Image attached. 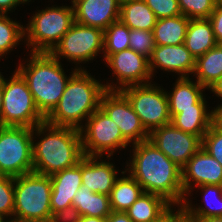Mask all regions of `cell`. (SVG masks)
Wrapping results in <instances>:
<instances>
[{
	"label": "cell",
	"instance_id": "681fc988",
	"mask_svg": "<svg viewBox=\"0 0 222 222\" xmlns=\"http://www.w3.org/2000/svg\"><path fill=\"white\" fill-rule=\"evenodd\" d=\"M4 222H25V221H22V220H19V219H16V218H13L11 220H7V221H4Z\"/></svg>",
	"mask_w": 222,
	"mask_h": 222
},
{
	"label": "cell",
	"instance_id": "ee69618b",
	"mask_svg": "<svg viewBox=\"0 0 222 222\" xmlns=\"http://www.w3.org/2000/svg\"><path fill=\"white\" fill-rule=\"evenodd\" d=\"M79 222H106V218L81 216Z\"/></svg>",
	"mask_w": 222,
	"mask_h": 222
},
{
	"label": "cell",
	"instance_id": "ab89813d",
	"mask_svg": "<svg viewBox=\"0 0 222 222\" xmlns=\"http://www.w3.org/2000/svg\"><path fill=\"white\" fill-rule=\"evenodd\" d=\"M106 222H133L125 212L112 211L107 217Z\"/></svg>",
	"mask_w": 222,
	"mask_h": 222
},
{
	"label": "cell",
	"instance_id": "7402d4cb",
	"mask_svg": "<svg viewBox=\"0 0 222 222\" xmlns=\"http://www.w3.org/2000/svg\"><path fill=\"white\" fill-rule=\"evenodd\" d=\"M217 44L209 18L190 19L184 45L195 58Z\"/></svg>",
	"mask_w": 222,
	"mask_h": 222
},
{
	"label": "cell",
	"instance_id": "d590c367",
	"mask_svg": "<svg viewBox=\"0 0 222 222\" xmlns=\"http://www.w3.org/2000/svg\"><path fill=\"white\" fill-rule=\"evenodd\" d=\"M157 19L181 15L178 0H144Z\"/></svg>",
	"mask_w": 222,
	"mask_h": 222
},
{
	"label": "cell",
	"instance_id": "5b68a950",
	"mask_svg": "<svg viewBox=\"0 0 222 222\" xmlns=\"http://www.w3.org/2000/svg\"><path fill=\"white\" fill-rule=\"evenodd\" d=\"M51 178L31 172L14 177L13 217L25 222H50Z\"/></svg>",
	"mask_w": 222,
	"mask_h": 222
},
{
	"label": "cell",
	"instance_id": "4fadbf2b",
	"mask_svg": "<svg viewBox=\"0 0 222 222\" xmlns=\"http://www.w3.org/2000/svg\"><path fill=\"white\" fill-rule=\"evenodd\" d=\"M100 108L116 123L122 136L129 143L148 140L149 133L141 124L128 99L120 91H106L101 97Z\"/></svg>",
	"mask_w": 222,
	"mask_h": 222
},
{
	"label": "cell",
	"instance_id": "f1b7e54d",
	"mask_svg": "<svg viewBox=\"0 0 222 222\" xmlns=\"http://www.w3.org/2000/svg\"><path fill=\"white\" fill-rule=\"evenodd\" d=\"M198 187V189H201L204 194V202L206 203L205 205L207 206V208H204L203 206L193 208L189 201L185 199L183 205L181 206L185 215L188 218L222 217V185L210 184L201 185ZM214 197H216V200H213H215V202L219 204L218 206L213 200H211Z\"/></svg>",
	"mask_w": 222,
	"mask_h": 222
},
{
	"label": "cell",
	"instance_id": "7a4b0ae2",
	"mask_svg": "<svg viewBox=\"0 0 222 222\" xmlns=\"http://www.w3.org/2000/svg\"><path fill=\"white\" fill-rule=\"evenodd\" d=\"M35 131V132H34ZM37 131V132H36ZM48 132L45 134V132ZM44 138L32 144L33 172L51 176L72 167L83 158L80 130L73 127L53 126L43 122L33 128Z\"/></svg>",
	"mask_w": 222,
	"mask_h": 222
},
{
	"label": "cell",
	"instance_id": "5bb4252c",
	"mask_svg": "<svg viewBox=\"0 0 222 222\" xmlns=\"http://www.w3.org/2000/svg\"><path fill=\"white\" fill-rule=\"evenodd\" d=\"M105 61L117 76L118 85L121 86L106 83L104 86L107 91H119L131 85L149 84V80L152 79L149 59L131 48L111 54Z\"/></svg>",
	"mask_w": 222,
	"mask_h": 222
},
{
	"label": "cell",
	"instance_id": "3957f363",
	"mask_svg": "<svg viewBox=\"0 0 222 222\" xmlns=\"http://www.w3.org/2000/svg\"><path fill=\"white\" fill-rule=\"evenodd\" d=\"M89 74L83 68L70 77L58 104L45 117L46 123L80 129L81 121L100 108L101 97L107 90L105 84Z\"/></svg>",
	"mask_w": 222,
	"mask_h": 222
},
{
	"label": "cell",
	"instance_id": "44dd1931",
	"mask_svg": "<svg viewBox=\"0 0 222 222\" xmlns=\"http://www.w3.org/2000/svg\"><path fill=\"white\" fill-rule=\"evenodd\" d=\"M171 206L164 197L143 192L125 213L133 222H159L173 210Z\"/></svg>",
	"mask_w": 222,
	"mask_h": 222
},
{
	"label": "cell",
	"instance_id": "b9f144b4",
	"mask_svg": "<svg viewBox=\"0 0 222 222\" xmlns=\"http://www.w3.org/2000/svg\"><path fill=\"white\" fill-rule=\"evenodd\" d=\"M214 111V123L222 128V104L213 109Z\"/></svg>",
	"mask_w": 222,
	"mask_h": 222
},
{
	"label": "cell",
	"instance_id": "816d5d0a",
	"mask_svg": "<svg viewBox=\"0 0 222 222\" xmlns=\"http://www.w3.org/2000/svg\"><path fill=\"white\" fill-rule=\"evenodd\" d=\"M5 221V218L0 216V222H4Z\"/></svg>",
	"mask_w": 222,
	"mask_h": 222
},
{
	"label": "cell",
	"instance_id": "ba28073f",
	"mask_svg": "<svg viewBox=\"0 0 222 222\" xmlns=\"http://www.w3.org/2000/svg\"><path fill=\"white\" fill-rule=\"evenodd\" d=\"M33 128L0 125V175L18 177L33 172Z\"/></svg>",
	"mask_w": 222,
	"mask_h": 222
},
{
	"label": "cell",
	"instance_id": "74e56055",
	"mask_svg": "<svg viewBox=\"0 0 222 222\" xmlns=\"http://www.w3.org/2000/svg\"><path fill=\"white\" fill-rule=\"evenodd\" d=\"M215 40L219 42L222 39V8L216 5L214 11L209 17Z\"/></svg>",
	"mask_w": 222,
	"mask_h": 222
},
{
	"label": "cell",
	"instance_id": "52a82bcc",
	"mask_svg": "<svg viewBox=\"0 0 222 222\" xmlns=\"http://www.w3.org/2000/svg\"><path fill=\"white\" fill-rule=\"evenodd\" d=\"M2 89V126L34 128L45 122V116L38 110L26 80L17 70L9 80L2 75Z\"/></svg>",
	"mask_w": 222,
	"mask_h": 222
},
{
	"label": "cell",
	"instance_id": "d6a6232c",
	"mask_svg": "<svg viewBox=\"0 0 222 222\" xmlns=\"http://www.w3.org/2000/svg\"><path fill=\"white\" fill-rule=\"evenodd\" d=\"M155 47L153 31L130 29L129 48L133 51L149 59Z\"/></svg>",
	"mask_w": 222,
	"mask_h": 222
},
{
	"label": "cell",
	"instance_id": "8d00e7d4",
	"mask_svg": "<svg viewBox=\"0 0 222 222\" xmlns=\"http://www.w3.org/2000/svg\"><path fill=\"white\" fill-rule=\"evenodd\" d=\"M80 218L79 211L72 205L53 213L50 222H79Z\"/></svg>",
	"mask_w": 222,
	"mask_h": 222
},
{
	"label": "cell",
	"instance_id": "484cf974",
	"mask_svg": "<svg viewBox=\"0 0 222 222\" xmlns=\"http://www.w3.org/2000/svg\"><path fill=\"white\" fill-rule=\"evenodd\" d=\"M194 75L207 89L222 76V46L219 43L196 58Z\"/></svg>",
	"mask_w": 222,
	"mask_h": 222
},
{
	"label": "cell",
	"instance_id": "8992f818",
	"mask_svg": "<svg viewBox=\"0 0 222 222\" xmlns=\"http://www.w3.org/2000/svg\"><path fill=\"white\" fill-rule=\"evenodd\" d=\"M24 27L27 46L33 53H50L75 23L73 6L48 7L36 12ZM27 34V35H26Z\"/></svg>",
	"mask_w": 222,
	"mask_h": 222
},
{
	"label": "cell",
	"instance_id": "f907efd6",
	"mask_svg": "<svg viewBox=\"0 0 222 222\" xmlns=\"http://www.w3.org/2000/svg\"><path fill=\"white\" fill-rule=\"evenodd\" d=\"M217 5L222 8V0H217Z\"/></svg>",
	"mask_w": 222,
	"mask_h": 222
},
{
	"label": "cell",
	"instance_id": "c3c4849f",
	"mask_svg": "<svg viewBox=\"0 0 222 222\" xmlns=\"http://www.w3.org/2000/svg\"><path fill=\"white\" fill-rule=\"evenodd\" d=\"M132 1H134V0H118V3H119L120 5H122V4H124V3L132 2Z\"/></svg>",
	"mask_w": 222,
	"mask_h": 222
},
{
	"label": "cell",
	"instance_id": "7bdbcfd3",
	"mask_svg": "<svg viewBox=\"0 0 222 222\" xmlns=\"http://www.w3.org/2000/svg\"><path fill=\"white\" fill-rule=\"evenodd\" d=\"M175 222H195L194 220L188 218L183 209L180 207L175 213Z\"/></svg>",
	"mask_w": 222,
	"mask_h": 222
},
{
	"label": "cell",
	"instance_id": "4dcf8cb0",
	"mask_svg": "<svg viewBox=\"0 0 222 222\" xmlns=\"http://www.w3.org/2000/svg\"><path fill=\"white\" fill-rule=\"evenodd\" d=\"M25 38L23 25L11 20L6 14H0V56L10 52Z\"/></svg>",
	"mask_w": 222,
	"mask_h": 222
},
{
	"label": "cell",
	"instance_id": "8fae6325",
	"mask_svg": "<svg viewBox=\"0 0 222 222\" xmlns=\"http://www.w3.org/2000/svg\"><path fill=\"white\" fill-rule=\"evenodd\" d=\"M100 50H104V31L75 22L50 54L56 59L63 57L80 64L96 57Z\"/></svg>",
	"mask_w": 222,
	"mask_h": 222
},
{
	"label": "cell",
	"instance_id": "603a6c76",
	"mask_svg": "<svg viewBox=\"0 0 222 222\" xmlns=\"http://www.w3.org/2000/svg\"><path fill=\"white\" fill-rule=\"evenodd\" d=\"M203 89L206 88L197 81L194 83L189 77H179L172 93L166 92L170 117L180 113V109L194 108V104L204 96Z\"/></svg>",
	"mask_w": 222,
	"mask_h": 222
},
{
	"label": "cell",
	"instance_id": "bcb514c9",
	"mask_svg": "<svg viewBox=\"0 0 222 222\" xmlns=\"http://www.w3.org/2000/svg\"><path fill=\"white\" fill-rule=\"evenodd\" d=\"M2 106H3V89H2V74L0 72V125L2 119Z\"/></svg>",
	"mask_w": 222,
	"mask_h": 222
},
{
	"label": "cell",
	"instance_id": "836d02e7",
	"mask_svg": "<svg viewBox=\"0 0 222 222\" xmlns=\"http://www.w3.org/2000/svg\"><path fill=\"white\" fill-rule=\"evenodd\" d=\"M14 214V177L0 175V216Z\"/></svg>",
	"mask_w": 222,
	"mask_h": 222
},
{
	"label": "cell",
	"instance_id": "f546056e",
	"mask_svg": "<svg viewBox=\"0 0 222 222\" xmlns=\"http://www.w3.org/2000/svg\"><path fill=\"white\" fill-rule=\"evenodd\" d=\"M130 29L119 19L104 30V60L111 54L129 48Z\"/></svg>",
	"mask_w": 222,
	"mask_h": 222
},
{
	"label": "cell",
	"instance_id": "60d3db41",
	"mask_svg": "<svg viewBox=\"0 0 222 222\" xmlns=\"http://www.w3.org/2000/svg\"><path fill=\"white\" fill-rule=\"evenodd\" d=\"M208 89H210L216 96L222 98V76L213 83Z\"/></svg>",
	"mask_w": 222,
	"mask_h": 222
},
{
	"label": "cell",
	"instance_id": "9a60e30c",
	"mask_svg": "<svg viewBox=\"0 0 222 222\" xmlns=\"http://www.w3.org/2000/svg\"><path fill=\"white\" fill-rule=\"evenodd\" d=\"M184 194H191V185H222V166L201 147L181 168ZM193 182H192V181ZM192 182V183H191Z\"/></svg>",
	"mask_w": 222,
	"mask_h": 222
},
{
	"label": "cell",
	"instance_id": "1f68e13d",
	"mask_svg": "<svg viewBox=\"0 0 222 222\" xmlns=\"http://www.w3.org/2000/svg\"><path fill=\"white\" fill-rule=\"evenodd\" d=\"M181 14L189 19L209 18L217 0H178Z\"/></svg>",
	"mask_w": 222,
	"mask_h": 222
},
{
	"label": "cell",
	"instance_id": "f6af8a7d",
	"mask_svg": "<svg viewBox=\"0 0 222 222\" xmlns=\"http://www.w3.org/2000/svg\"><path fill=\"white\" fill-rule=\"evenodd\" d=\"M195 222H222V217L190 218Z\"/></svg>",
	"mask_w": 222,
	"mask_h": 222
},
{
	"label": "cell",
	"instance_id": "7dc6e473",
	"mask_svg": "<svg viewBox=\"0 0 222 222\" xmlns=\"http://www.w3.org/2000/svg\"><path fill=\"white\" fill-rule=\"evenodd\" d=\"M159 222H175V213L171 210Z\"/></svg>",
	"mask_w": 222,
	"mask_h": 222
},
{
	"label": "cell",
	"instance_id": "ffe728a7",
	"mask_svg": "<svg viewBox=\"0 0 222 222\" xmlns=\"http://www.w3.org/2000/svg\"><path fill=\"white\" fill-rule=\"evenodd\" d=\"M206 100L202 97L194 108L180 109V113L171 118V124L183 132L203 136L214 123V111L207 112Z\"/></svg>",
	"mask_w": 222,
	"mask_h": 222
},
{
	"label": "cell",
	"instance_id": "e575fe53",
	"mask_svg": "<svg viewBox=\"0 0 222 222\" xmlns=\"http://www.w3.org/2000/svg\"><path fill=\"white\" fill-rule=\"evenodd\" d=\"M202 147L222 166V128L213 123L203 136Z\"/></svg>",
	"mask_w": 222,
	"mask_h": 222
},
{
	"label": "cell",
	"instance_id": "d4e9b609",
	"mask_svg": "<svg viewBox=\"0 0 222 222\" xmlns=\"http://www.w3.org/2000/svg\"><path fill=\"white\" fill-rule=\"evenodd\" d=\"M72 205L81 216L106 218L112 212L109 196L94 193L85 185L75 193Z\"/></svg>",
	"mask_w": 222,
	"mask_h": 222
},
{
	"label": "cell",
	"instance_id": "ac0fdd59",
	"mask_svg": "<svg viewBox=\"0 0 222 222\" xmlns=\"http://www.w3.org/2000/svg\"><path fill=\"white\" fill-rule=\"evenodd\" d=\"M98 158L100 157L83 156L81 159V182L90 191L109 196L118 179L117 170L110 162L97 161Z\"/></svg>",
	"mask_w": 222,
	"mask_h": 222
},
{
	"label": "cell",
	"instance_id": "30bf717a",
	"mask_svg": "<svg viewBox=\"0 0 222 222\" xmlns=\"http://www.w3.org/2000/svg\"><path fill=\"white\" fill-rule=\"evenodd\" d=\"M85 125V128L79 129L85 156L102 157L108 152L107 158H110L116 148L123 149L130 145L116 123L101 108L87 118Z\"/></svg>",
	"mask_w": 222,
	"mask_h": 222
},
{
	"label": "cell",
	"instance_id": "cb8c5ba5",
	"mask_svg": "<svg viewBox=\"0 0 222 222\" xmlns=\"http://www.w3.org/2000/svg\"><path fill=\"white\" fill-rule=\"evenodd\" d=\"M190 19L184 15L157 19L153 28L155 44L179 45L184 43Z\"/></svg>",
	"mask_w": 222,
	"mask_h": 222
},
{
	"label": "cell",
	"instance_id": "d6986e66",
	"mask_svg": "<svg viewBox=\"0 0 222 222\" xmlns=\"http://www.w3.org/2000/svg\"><path fill=\"white\" fill-rule=\"evenodd\" d=\"M51 190V211L52 214L72 206L75 193L82 186L81 160L76 165L65 168L50 176Z\"/></svg>",
	"mask_w": 222,
	"mask_h": 222
},
{
	"label": "cell",
	"instance_id": "83f0119b",
	"mask_svg": "<svg viewBox=\"0 0 222 222\" xmlns=\"http://www.w3.org/2000/svg\"><path fill=\"white\" fill-rule=\"evenodd\" d=\"M141 185L129 174L118 178L109 195L114 212H125L143 193Z\"/></svg>",
	"mask_w": 222,
	"mask_h": 222
},
{
	"label": "cell",
	"instance_id": "6da1fadb",
	"mask_svg": "<svg viewBox=\"0 0 222 222\" xmlns=\"http://www.w3.org/2000/svg\"><path fill=\"white\" fill-rule=\"evenodd\" d=\"M130 175L144 192L164 197L172 205H183L182 170L149 140L133 144Z\"/></svg>",
	"mask_w": 222,
	"mask_h": 222
},
{
	"label": "cell",
	"instance_id": "f5cc1de1",
	"mask_svg": "<svg viewBox=\"0 0 222 222\" xmlns=\"http://www.w3.org/2000/svg\"><path fill=\"white\" fill-rule=\"evenodd\" d=\"M218 43L222 46V39Z\"/></svg>",
	"mask_w": 222,
	"mask_h": 222
},
{
	"label": "cell",
	"instance_id": "277c9868",
	"mask_svg": "<svg viewBox=\"0 0 222 222\" xmlns=\"http://www.w3.org/2000/svg\"><path fill=\"white\" fill-rule=\"evenodd\" d=\"M27 65L19 64L16 69L26 80L38 110L46 117L58 104L70 77L67 78L60 59L50 53H33ZM27 66V67H26Z\"/></svg>",
	"mask_w": 222,
	"mask_h": 222
},
{
	"label": "cell",
	"instance_id": "e0dca14e",
	"mask_svg": "<svg viewBox=\"0 0 222 222\" xmlns=\"http://www.w3.org/2000/svg\"><path fill=\"white\" fill-rule=\"evenodd\" d=\"M196 58L185 47L184 43L179 45H156L149 58V69L154 75L156 67L168 72L181 74L179 77H189L195 70Z\"/></svg>",
	"mask_w": 222,
	"mask_h": 222
},
{
	"label": "cell",
	"instance_id": "4316f807",
	"mask_svg": "<svg viewBox=\"0 0 222 222\" xmlns=\"http://www.w3.org/2000/svg\"><path fill=\"white\" fill-rule=\"evenodd\" d=\"M119 19L129 29L153 31L157 18L144 0H134L120 5Z\"/></svg>",
	"mask_w": 222,
	"mask_h": 222
},
{
	"label": "cell",
	"instance_id": "2e32d148",
	"mask_svg": "<svg viewBox=\"0 0 222 222\" xmlns=\"http://www.w3.org/2000/svg\"><path fill=\"white\" fill-rule=\"evenodd\" d=\"M72 4L75 22L84 26L104 31L120 17L118 0H72Z\"/></svg>",
	"mask_w": 222,
	"mask_h": 222
},
{
	"label": "cell",
	"instance_id": "f35d334b",
	"mask_svg": "<svg viewBox=\"0 0 222 222\" xmlns=\"http://www.w3.org/2000/svg\"><path fill=\"white\" fill-rule=\"evenodd\" d=\"M30 2L29 0H0V14H7L8 11L16 8L19 4Z\"/></svg>",
	"mask_w": 222,
	"mask_h": 222
},
{
	"label": "cell",
	"instance_id": "7c38bea8",
	"mask_svg": "<svg viewBox=\"0 0 222 222\" xmlns=\"http://www.w3.org/2000/svg\"><path fill=\"white\" fill-rule=\"evenodd\" d=\"M148 140L180 168L202 147L199 136L183 132L171 123L152 130Z\"/></svg>",
	"mask_w": 222,
	"mask_h": 222
},
{
	"label": "cell",
	"instance_id": "9c48e42d",
	"mask_svg": "<svg viewBox=\"0 0 222 222\" xmlns=\"http://www.w3.org/2000/svg\"><path fill=\"white\" fill-rule=\"evenodd\" d=\"M130 102L145 130H152L171 122L166 91L154 84L131 85L119 90Z\"/></svg>",
	"mask_w": 222,
	"mask_h": 222
}]
</instances>
